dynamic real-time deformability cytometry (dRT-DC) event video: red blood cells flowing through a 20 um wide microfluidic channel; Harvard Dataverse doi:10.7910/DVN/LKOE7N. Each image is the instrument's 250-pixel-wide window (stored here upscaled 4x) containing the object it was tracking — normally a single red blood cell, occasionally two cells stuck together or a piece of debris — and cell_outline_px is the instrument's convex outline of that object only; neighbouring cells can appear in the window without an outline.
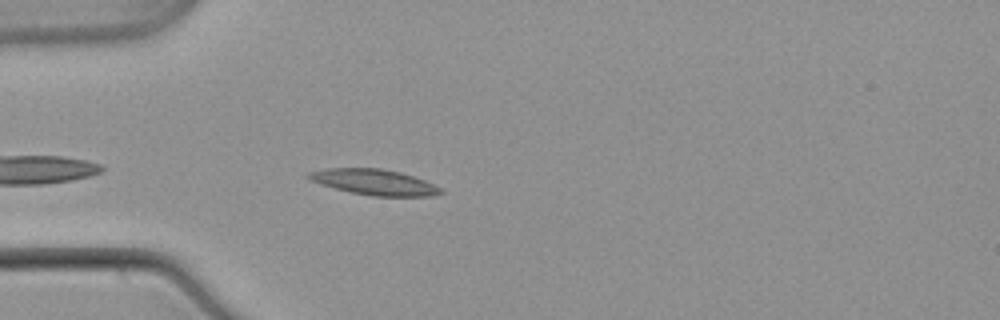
{"species": "common noctule bat (a hibernating species)", "species_latin": "Nyctalus noctula", "temperature_condition": "warm", "stored_images_in_passage": 14, "camera_frame_rate_fps": 3000, "um_per_image_px": 0.085, "animal": {"sex": "male", "body_mass_g": 21.5, "forearm_length_mm": 52.0}, "frame": {"image": 1, "passage_image": 3, "time_ms": 0.667, "image_size_px": [1000, 320], "cell_outline_px": [[444, 192], [432, 196], [372, 196], [352, 192], [320, 184], [308, 180], [304, 176], [308, 172], [328, 168], [380, 168], [400, 172], [424, 180], [440, 188]], "centroid_in_image_um": [31.76, 15.47], "position_along_channel_um": 53.2, "area_um2": 19.65}}